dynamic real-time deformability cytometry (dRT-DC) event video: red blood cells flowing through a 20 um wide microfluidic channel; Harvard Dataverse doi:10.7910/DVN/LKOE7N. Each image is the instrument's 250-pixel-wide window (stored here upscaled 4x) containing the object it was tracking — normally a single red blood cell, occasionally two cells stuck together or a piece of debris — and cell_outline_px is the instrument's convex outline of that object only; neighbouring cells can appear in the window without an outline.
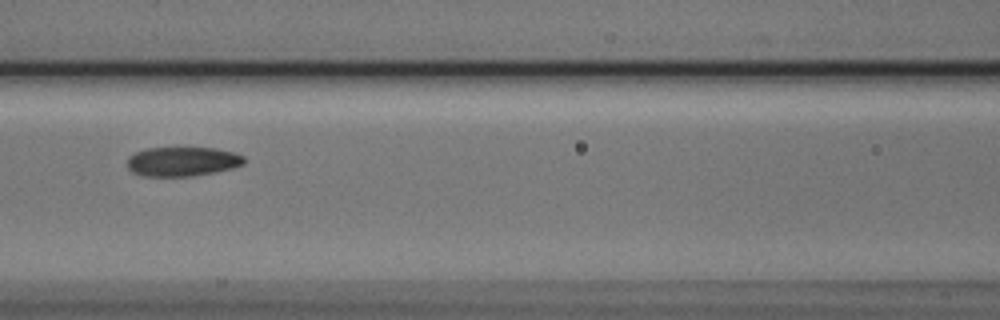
{"species": "Egyptian fruit bat (a non-hibernating species)", "species_latin": "Rousettus aegyptiacus", "temperature_condition": "cold", "stored_images_in_passage": 10, "camera_frame_rate_fps": 3000, "um_per_image_px": 0.085, "animal": {"sex": "male"}, "frame": {"image": 1, "passage_image": 7, "time_ms": 2.0, "image_size_px": [1000, 320], "cell_outline_px": [[244, 164], [232, 168], [192, 176], [144, 176], [132, 172], [128, 168], [128, 156], [136, 152], [148, 148], [216, 148], [236, 152], [244, 156]], "centroid_in_image_um": [15.51, 13.72], "position_along_channel_um": 151.1, "area_um2": 19.94}}
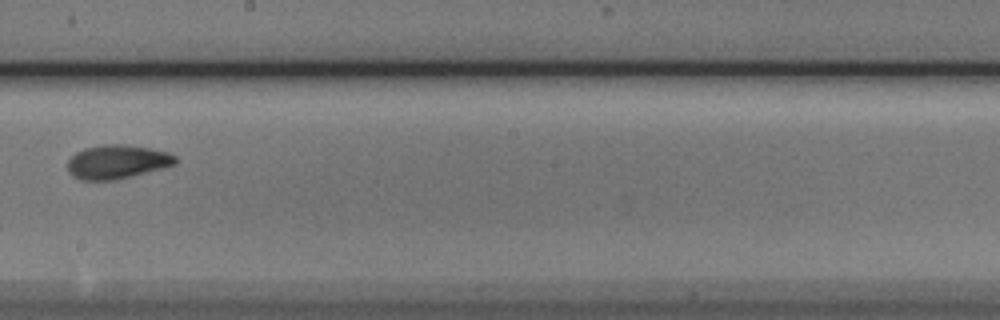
{"frame": {"image": 2, "passage_image": 9, "time_ms": 2.667, "image_size_px": [1000, 320], "cell_outline_px": [[176, 164], [132, 176], [116, 180], [80, 180], [72, 176], [68, 172], [68, 160], [76, 152], [84, 148], [104, 144], [124, 144], [152, 148], [168, 152], [176, 156]], "centroid_in_image_um": [9.94, 13.75], "position_along_channel_um": 238.3, "area_um2": 21.39}}
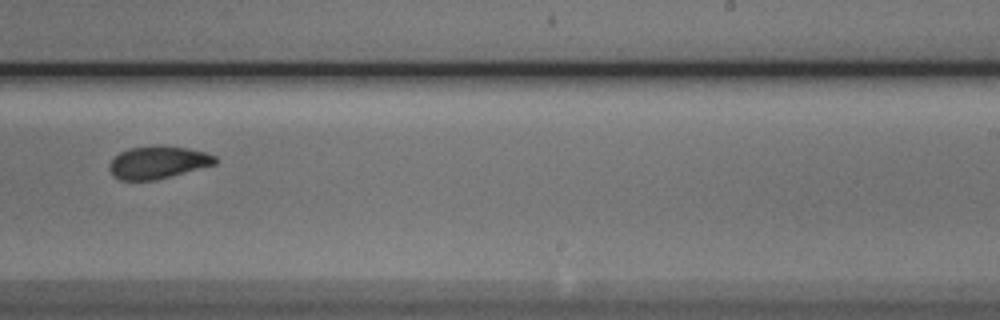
{"frame": {"image": 3, "passage_image": 10, "time_ms": 3.0, "image_size_px": [1000, 320], "cell_outline_px": [[216, 164], [156, 180], [120, 180], [112, 176], [108, 168], [108, 164], [120, 152], [128, 148], [156, 144], [160, 144], [188, 148], [204, 152], [216, 156]], "centroid_in_image_um": [13.39, 13.79], "position_along_channel_um": 275.6, "area_um2": 20.35}}